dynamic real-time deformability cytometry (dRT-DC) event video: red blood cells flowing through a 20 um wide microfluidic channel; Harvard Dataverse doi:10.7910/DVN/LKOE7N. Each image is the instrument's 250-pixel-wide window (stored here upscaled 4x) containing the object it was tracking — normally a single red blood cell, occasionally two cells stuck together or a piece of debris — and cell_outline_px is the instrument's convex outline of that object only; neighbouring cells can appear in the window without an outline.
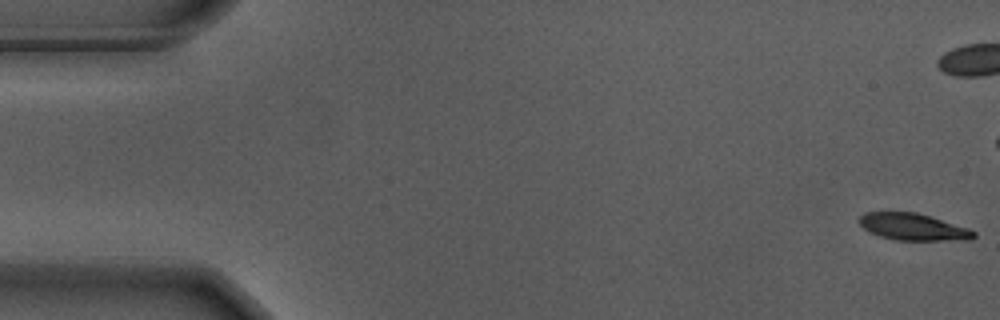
{"species": "Egyptian fruit bat (a non-hibernating species)", "species_latin": "Rousettus aegyptiacus", "temperature_condition": "warm", "stored_images_in_passage": 17, "camera_frame_rate_fps": 3000, "um_per_image_px": 0.085, "animal": {"sex": "male"}, "frame": {"image": 1, "passage_image": 1, "time_ms": 0.0, "image_size_px": [1000, 320], "cell_outline_px": [[976, 236], [972, 240], [896, 240], [880, 236], [868, 232], [860, 224], [860, 216], [864, 212], [916, 212], [932, 216], [968, 228], [976, 232]], "centroid_in_image_um": [77.64, 19.29], "position_along_channel_um": 7.4, "area_um2": 18.03}}
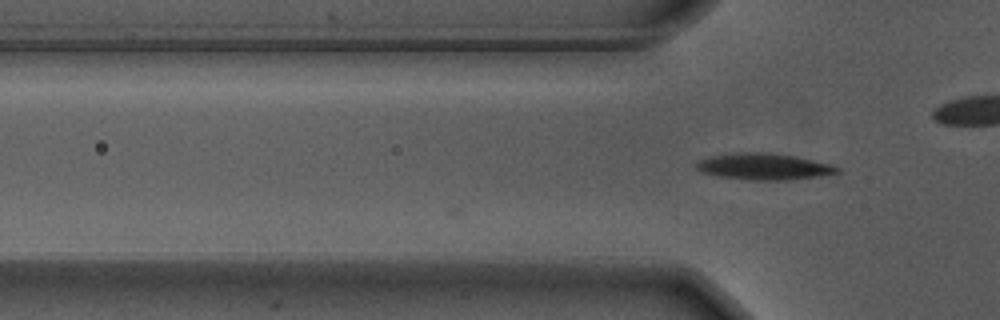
{"frame": {"image": 2, "passage_image": 17, "time_ms": 5.333, "image_size_px": [1000, 320], "cell_outline_px": [[840, 172], [792, 180], [748, 180], [716, 176], [700, 172], [692, 164], [696, 160], [712, 156], [736, 152], [764, 152], [796, 156], [832, 164], [840, 168]], "centroid_in_image_um": [64.86, 14.15], "position_along_channel_um": 60.9, "area_um2": 22.02}}